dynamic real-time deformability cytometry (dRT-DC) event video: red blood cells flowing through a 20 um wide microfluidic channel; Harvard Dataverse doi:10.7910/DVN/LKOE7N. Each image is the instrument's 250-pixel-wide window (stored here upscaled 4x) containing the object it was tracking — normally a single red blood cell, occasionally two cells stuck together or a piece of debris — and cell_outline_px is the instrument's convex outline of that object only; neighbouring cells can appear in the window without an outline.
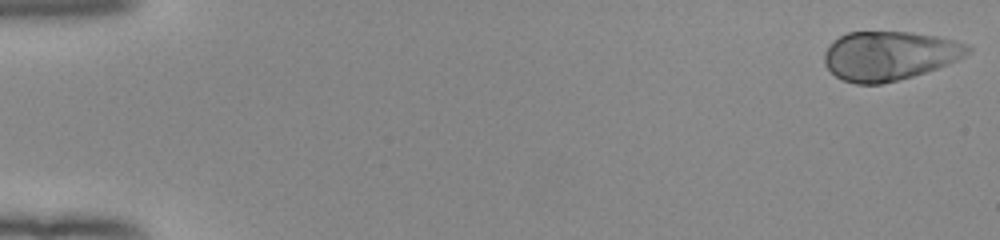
{"species": "human", "species_latin": "Homo sapiens", "temperature_condition": "room temperature", "stored_images_in_passage": 52, "camera_frame_rate_fps": 3000, "um_per_image_px": 0.085, "donor": {"sex": "female"}, "frame": {"image": 1, "passage_image": 1, "time_ms": 0.0, "image_size_px": [1000, 240], "cell_outline_px": [[972, 52], [948, 64], [912, 76], [880, 84], [856, 84], [844, 80], [836, 76], [824, 64], [824, 52], [828, 44], [840, 36], [848, 32], [912, 32], [936, 36], [968, 44], [972, 48]], "centroid_in_image_um": [75.58, 4.72], "position_along_channel_um": 9.4, "area_um2": 40.92}}
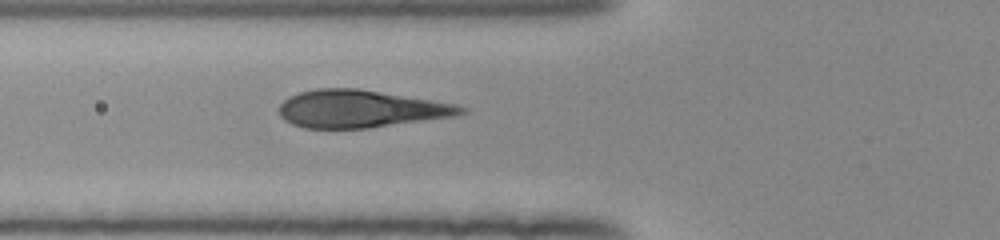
{"frame": {"image": 2, "passage_image": 20, "time_ms": 6.333, "image_size_px": [1000, 240], "cell_outline_px": [[468, 112], [456, 116], [368, 128], [304, 128], [292, 124], [284, 120], [280, 116], [280, 104], [288, 96], [300, 92], [316, 88], [356, 88], [456, 104], [468, 108]], "centroid_in_image_um": [30.64, 9.25], "position_along_channel_um": 95.2, "area_um2": 39.71}}
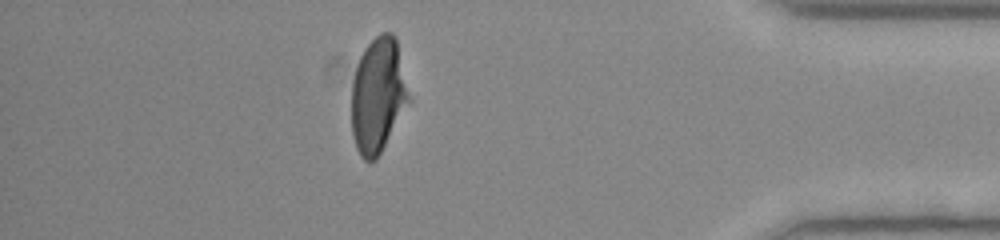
{"frame": {"image": 3, "passage_image": 46, "time_ms": 15.0, "image_size_px": [1000, 240], "cell_outline_px": [[412, 100], [376, 160], [368, 164], [360, 156], [356, 148], [352, 132], [352, 84], [356, 68], [360, 56], [364, 48], [380, 32], [392, 32], [396, 36]], "centroid_in_image_um": [32.16, 8.11], "position_along_channel_um": 403.0, "area_um2": 39.13}}